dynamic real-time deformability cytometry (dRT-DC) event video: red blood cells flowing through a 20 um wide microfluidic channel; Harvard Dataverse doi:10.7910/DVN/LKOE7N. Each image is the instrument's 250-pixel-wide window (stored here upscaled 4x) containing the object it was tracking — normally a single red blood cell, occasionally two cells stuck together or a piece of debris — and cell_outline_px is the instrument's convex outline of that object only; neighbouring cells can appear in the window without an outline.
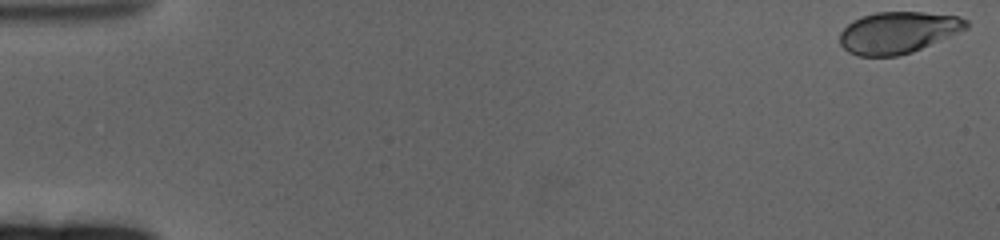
{"species": "human", "species_latin": "Homo sapiens", "temperature_condition": "cold", "stored_images_in_passage": 62, "camera_frame_rate_fps": 3000, "um_per_image_px": 0.085, "donor": {"sex": "female"}, "frame": {"image": 1, "passage_image": 1, "time_ms": 0.0, "image_size_px": [1000, 240], "cell_outline_px": [[968, 28], [912, 52], [896, 56], [856, 56], [848, 52], [840, 44], [840, 32], [848, 24], [860, 16], [876, 12], [924, 12], [960, 16], [968, 20]], "centroid_in_image_um": [76.32, 2.75], "position_along_channel_um": 8.7, "area_um2": 30.69}}
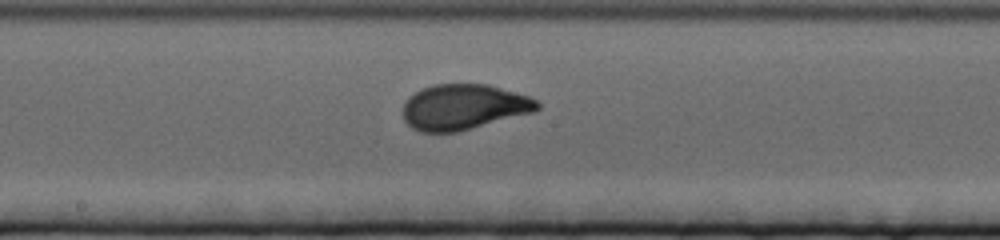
{"frame": {"image": 2, "passage_image": 34, "time_ms": 11.0, "image_size_px": [1000, 240], "cell_outline_px": [[540, 108], [536, 112], [456, 132], [420, 132], [412, 128], [404, 120], [404, 104], [408, 96], [432, 84], [488, 84], [528, 96], [536, 100], [540, 104]], "centroid_in_image_um": [39.43, 9.09], "position_along_channel_um": 208.8, "area_um2": 35.6}}
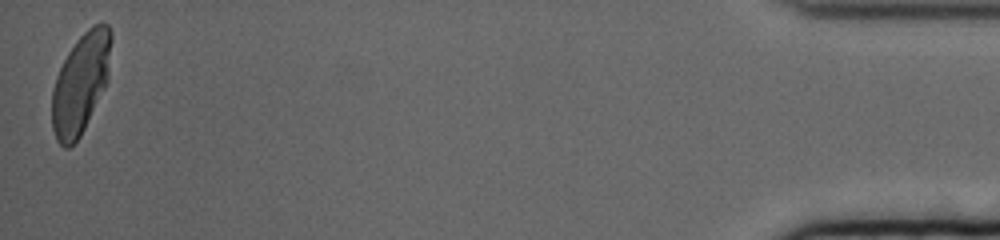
{"frame": {"image": 3, "passage_image": 62, "time_ms": 20.333, "image_size_px": [1000, 240], "cell_outline_px": [[112, 40], [108, 80], [80, 136], [68, 148], [64, 148], [56, 140], [52, 128], [52, 88], [56, 76], [68, 52], [76, 40], [88, 28], [96, 24], [108, 24], [112, 32]], "centroid_in_image_um": [6.85, 7.07], "position_along_channel_um": 428.3, "area_um2": 34.45}, "authors_computed_cell_mechanics": {"area_um2": 34.2465, "velocity_mm_per_s": 3.2626, "shape_relaxation_time_tau1_ms": 4.1788, "shape_relaxation_time_tau2_ms": null, "deformation_change_tau1": 0.1812, "deformation_change_tau2": null}}